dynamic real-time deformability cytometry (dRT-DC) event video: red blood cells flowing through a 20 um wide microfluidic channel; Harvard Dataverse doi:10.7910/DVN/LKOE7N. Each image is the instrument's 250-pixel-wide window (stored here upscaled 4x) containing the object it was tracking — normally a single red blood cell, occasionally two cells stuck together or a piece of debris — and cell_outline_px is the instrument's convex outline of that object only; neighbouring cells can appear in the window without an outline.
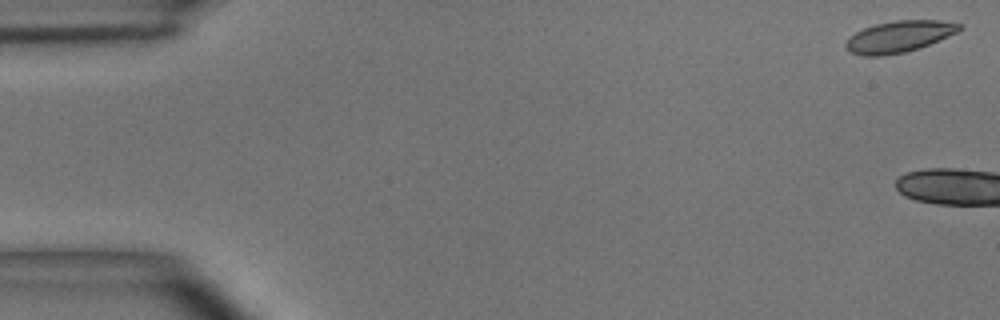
{"species": "common noctule bat (a hibernating species)", "species_latin": "Nyctalus noctula", "temperature_condition": "room temperature", "stored_images_in_passage": 4, "camera_frame_rate_fps": 3000, "um_per_image_px": 0.085, "animal": {"sex": "male", "body_mass_g": 15.6}, "frame": {"image": 1, "passage_image": 1, "time_ms": 0.0, "image_size_px": [1000, 320], "cell_outline_px": [[964, 28], [948, 36], [928, 44], [904, 52], [884, 56], [864, 56], [848, 52], [844, 48], [844, 44], [856, 32], [864, 28], [876, 24], [896, 20], [940, 20], [964, 24]], "centroid_in_image_um": [76.41, 3.11], "position_along_channel_um": 8.6, "area_um2": 20.75}}